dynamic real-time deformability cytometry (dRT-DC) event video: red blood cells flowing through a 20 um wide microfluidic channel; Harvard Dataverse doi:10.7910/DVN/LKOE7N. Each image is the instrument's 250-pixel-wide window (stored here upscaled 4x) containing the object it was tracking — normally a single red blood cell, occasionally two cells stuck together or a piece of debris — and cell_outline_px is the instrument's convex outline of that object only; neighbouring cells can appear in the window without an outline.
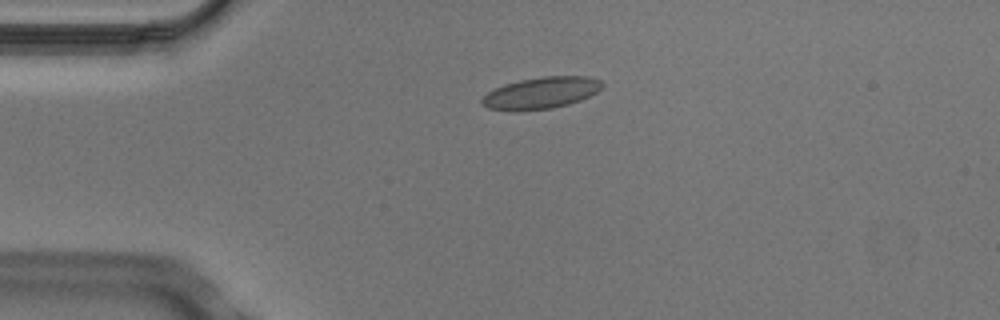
{"species": "Egyptian fruit bat (a non-hibernating species)", "species_latin": "Rousettus aegyptiacus", "temperature_condition": "cold", "stored_images_in_passage": 6, "camera_frame_rate_fps": 3000, "um_per_image_px": 0.085, "animal": {"sex": "male"}, "frame": {"image": 1, "passage_image": 4, "time_ms": 1.0, "image_size_px": [1000, 320], "cell_outline_px": [[604, 84], [596, 92], [580, 100], [568, 104], [552, 108], [516, 112], [488, 108], [480, 104], [480, 100], [488, 92], [504, 84], [520, 80], [544, 76], [588, 76], [600, 80]], "centroid_in_image_um": [45.96, 7.91], "position_along_channel_um": 39.0, "area_um2": 22.25}}